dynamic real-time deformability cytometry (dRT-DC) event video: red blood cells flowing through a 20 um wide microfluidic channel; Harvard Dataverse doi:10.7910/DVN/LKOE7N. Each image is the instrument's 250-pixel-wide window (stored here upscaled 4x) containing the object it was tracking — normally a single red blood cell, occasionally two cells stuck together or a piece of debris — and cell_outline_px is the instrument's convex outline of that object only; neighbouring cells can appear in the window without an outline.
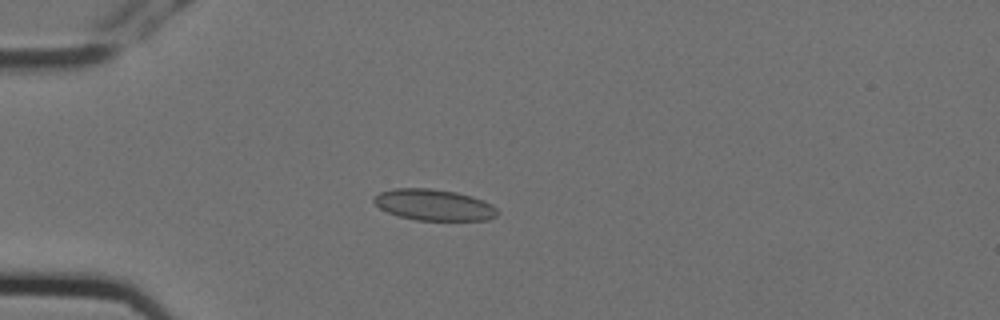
{"species": "Egyptian fruit bat (a non-hibernating species)", "species_latin": "Rousettus aegyptiacus", "temperature_condition": "cold", "stored_images_in_passage": 7, "camera_frame_rate_fps": 3000, "um_per_image_px": 0.085, "animal": {"sex": "female"}, "frame": {"image": 1, "passage_image": 3, "time_ms": 0.667, "image_size_px": [1000, 320], "cell_outline_px": [[496, 216], [488, 220], [416, 220], [400, 216], [388, 212], [380, 208], [372, 200], [372, 196], [380, 192], [392, 188], [432, 188], [456, 192], [472, 196], [484, 200], [492, 204], [496, 208]], "centroid_in_image_um": [36.86, 17.4], "position_along_channel_um": 48.1, "area_um2": 22.54}}
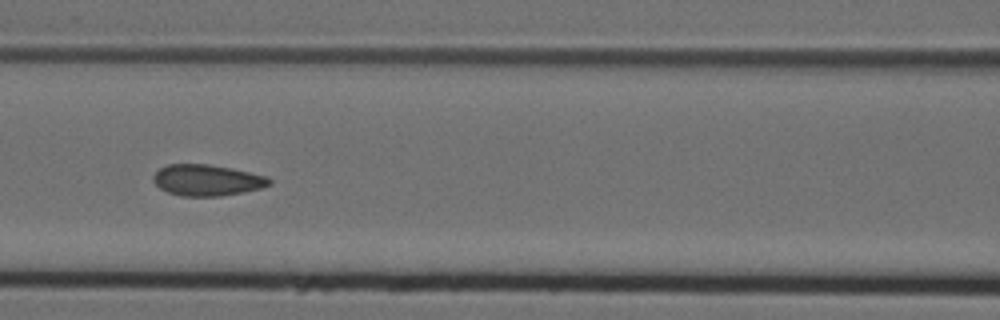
{"frame": {"image": 2, "passage_image": 6, "time_ms": 1.667, "image_size_px": [1000, 320], "cell_outline_px": [[272, 184], [260, 188], [220, 196], [180, 196], [168, 192], [160, 188], [152, 180], [152, 176], [160, 168], [168, 164], [208, 164], [232, 168], [268, 176], [272, 180]], "centroid_in_image_um": [17.6, 15.31], "position_along_channel_um": 149.0, "area_um2": 21.1}}
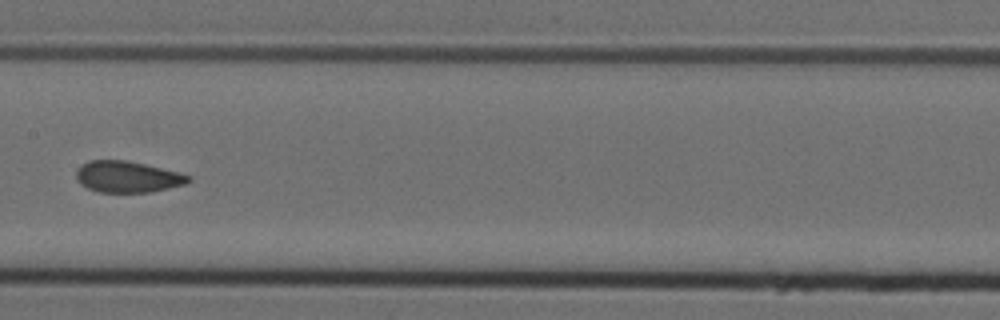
{"frame": {"image": 3, "passage_image": 7, "time_ms": 2.0, "image_size_px": [1000, 320], "cell_outline_px": [[192, 180], [184, 184], [152, 192], [100, 192], [88, 188], [80, 184], [76, 180], [76, 172], [88, 160], [124, 160], [144, 164], [180, 172], [192, 176]], "centroid_in_image_um": [10.86, 15.03], "position_along_channel_um": 196.5, "area_um2": 20.4}}